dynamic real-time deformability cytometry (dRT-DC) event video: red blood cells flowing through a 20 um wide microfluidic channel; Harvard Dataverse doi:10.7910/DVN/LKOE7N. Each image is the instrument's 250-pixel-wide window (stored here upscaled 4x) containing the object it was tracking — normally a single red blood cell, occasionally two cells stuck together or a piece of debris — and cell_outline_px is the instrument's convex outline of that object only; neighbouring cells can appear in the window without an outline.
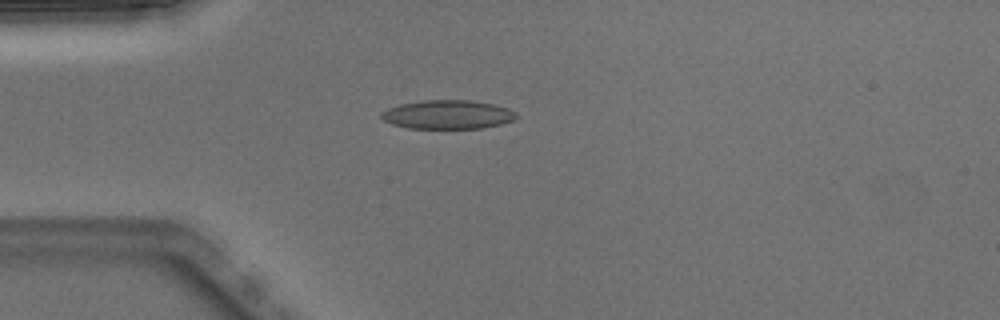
{"species": "Egyptian fruit bat (a non-hibernating species)", "species_latin": "Rousettus aegyptiacus", "temperature_condition": "warm", "stored_images_in_passage": 2, "camera_frame_rate_fps": 3000, "um_per_image_px": 0.085, "animal": {"sex": "male"}, "frame": {"image": 1, "passage_image": 2, "time_ms": 0.333, "image_size_px": [1000, 320], "cell_outline_px": [[516, 120], [484, 128], [408, 128], [392, 124], [384, 120], [380, 116], [380, 112], [388, 108], [400, 104], [424, 100], [468, 100], [492, 104], [508, 108], [516, 112]], "centroid_in_image_um": [38.05, 9.74], "position_along_channel_um": 47.0, "area_um2": 22.66}}